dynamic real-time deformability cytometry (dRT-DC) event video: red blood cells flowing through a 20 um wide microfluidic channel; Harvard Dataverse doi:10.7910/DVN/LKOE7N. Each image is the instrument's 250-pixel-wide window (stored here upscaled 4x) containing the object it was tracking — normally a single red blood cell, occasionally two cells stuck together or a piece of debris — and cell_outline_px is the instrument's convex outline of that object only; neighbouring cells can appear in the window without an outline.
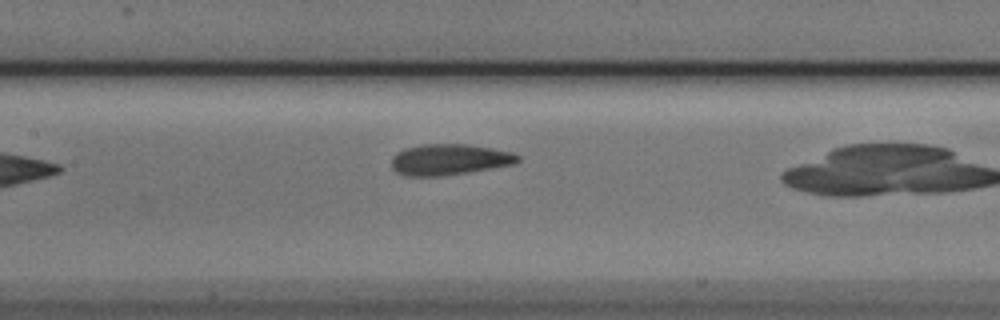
{"species": "Egyptian fruit bat (a non-hibernating species)", "species_latin": "Rousettus aegyptiacus", "temperature_condition": "cold", "stored_images_in_passage": 6, "camera_frame_rate_fps": 3000, "um_per_image_px": 0.085, "animal": {"sex": "male"}, "frame": {"image": 1, "passage_image": 5, "time_ms": 1.333, "image_size_px": [1000, 320], "cell_outline_px": [[520, 160], [516, 164], [468, 172], [440, 176], [404, 176], [396, 172], [392, 168], [392, 156], [396, 152], [404, 148], [420, 144], [468, 144], [492, 148], [512, 152], [520, 156]], "centroid_in_image_um": [38.18, 13.55], "position_along_channel_um": 169.2, "area_um2": 23.06}}